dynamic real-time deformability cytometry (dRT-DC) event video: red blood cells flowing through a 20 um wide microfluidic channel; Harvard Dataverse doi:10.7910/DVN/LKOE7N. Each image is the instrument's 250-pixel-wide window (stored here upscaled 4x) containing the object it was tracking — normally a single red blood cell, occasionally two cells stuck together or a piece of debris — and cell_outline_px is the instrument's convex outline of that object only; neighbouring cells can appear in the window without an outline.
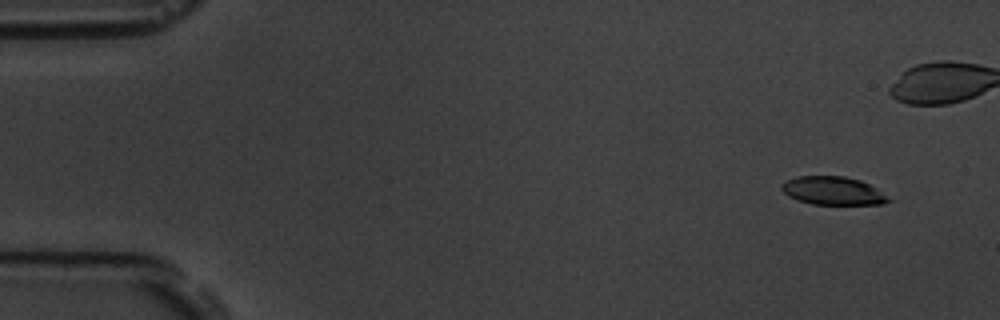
{"species": "common noctule bat (a hibernating species)", "species_latin": "Nyctalus noctula", "temperature_condition": "room temperature", "stored_images_in_passage": 6, "camera_frame_rate_fps": 3000, "um_per_image_px": 0.085, "animal": {"sex": "male", "body_mass_g": 19.5, "forearm_length_mm": 54.6}, "frame": {"image": 1, "passage_image": 2, "time_ms": 1.0, "image_size_px": [1000, 320], "cell_outline_px": [[892, 200], [884, 204], [812, 204], [796, 200], [788, 196], [780, 188], [780, 184], [796, 176], [844, 176], [860, 180], [876, 188]], "centroid_in_image_um": [70.77, 16.21], "position_along_channel_um": 14.2, "area_um2": 17.57}}